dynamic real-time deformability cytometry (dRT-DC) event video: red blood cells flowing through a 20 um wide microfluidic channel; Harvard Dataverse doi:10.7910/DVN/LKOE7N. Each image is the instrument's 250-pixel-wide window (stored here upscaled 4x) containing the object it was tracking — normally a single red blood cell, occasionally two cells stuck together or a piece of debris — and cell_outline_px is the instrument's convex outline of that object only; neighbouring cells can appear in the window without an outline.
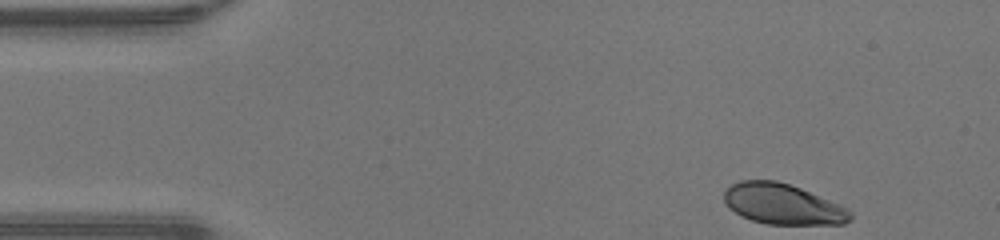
{"species": "human", "species_latin": "Homo sapiens", "temperature_condition": "warm", "stored_images_in_passage": 37, "camera_frame_rate_fps": 3000, "um_per_image_px": 0.085, "donor": {"sex": "male"}, "frame": {"image": 1, "passage_image": 1, "time_ms": 0.0, "image_size_px": [1000, 240], "cell_outline_px": [[852, 220], [844, 224], [768, 224], [752, 220], [740, 216], [728, 208], [724, 200], [724, 188], [740, 180], [776, 180], [800, 188], [840, 204], [848, 208], [852, 212]], "centroid_in_image_um": [66.52, 17.35], "position_along_channel_um": 18.5, "area_um2": 30.06}}
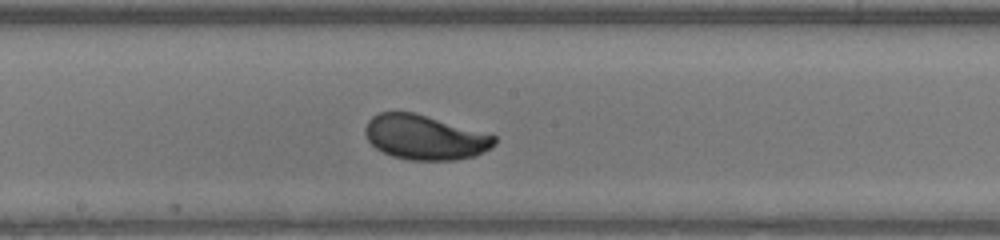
{"frame": {"image": 2, "passage_image": 21, "time_ms": 6.667, "image_size_px": [1000, 240], "cell_outline_px": [[496, 144], [476, 156], [456, 160], [408, 160], [392, 156], [376, 148], [368, 140], [364, 132], [364, 128], [368, 120], [372, 116], [380, 112], [412, 112], [496, 136]], "centroid_in_image_um": [36.08, 11.69], "position_along_channel_um": 212.1, "area_um2": 33.35}}
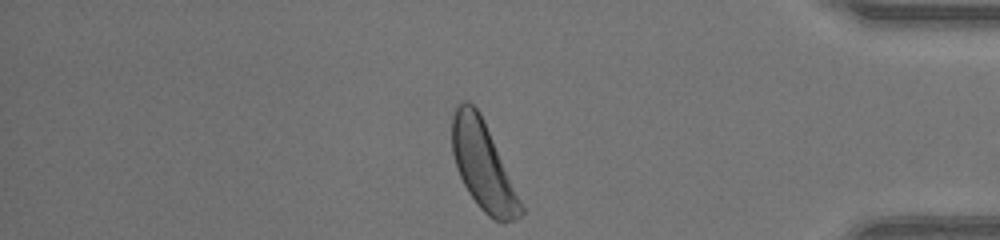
{"frame": {"image": 3, "passage_image": 36, "time_ms": 11.667, "image_size_px": [1000, 240], "cell_outline_px": [[524, 212], [516, 220], [504, 224], [488, 216], [476, 204], [468, 192], [456, 168], [452, 152], [452, 116], [456, 108], [464, 100], [468, 100], [480, 112], [524, 208]], "centroid_in_image_um": [41.04, 14.12], "position_along_channel_um": 394.2, "area_um2": 34.85}, "authors_computed_cell_mechanics": {"area_um2": 33.524, "velocity_mm_per_s": 4.3213, "shape_relaxation_time_tau1_ms": 1.8497, "shape_relaxation_time_tau2_ms": null, "deformation_change_tau1": 0.1276, "deformation_change_tau2": null}}